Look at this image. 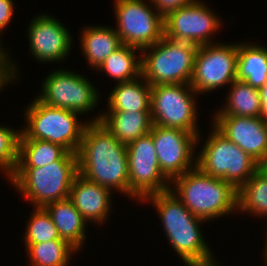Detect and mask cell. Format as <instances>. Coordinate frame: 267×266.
I'll list each match as a JSON object with an SVG mask.
<instances>
[{"mask_svg": "<svg viewBox=\"0 0 267 266\" xmlns=\"http://www.w3.org/2000/svg\"><path fill=\"white\" fill-rule=\"evenodd\" d=\"M78 174L129 196L127 145L100 122L89 121L77 151Z\"/></svg>", "mask_w": 267, "mask_h": 266, "instance_id": "6da1fadb", "label": "cell"}, {"mask_svg": "<svg viewBox=\"0 0 267 266\" xmlns=\"http://www.w3.org/2000/svg\"><path fill=\"white\" fill-rule=\"evenodd\" d=\"M172 182L173 194L194 216L205 222L237 209L238 190L221 178L203 173L197 166Z\"/></svg>", "mask_w": 267, "mask_h": 266, "instance_id": "7a4b0ae2", "label": "cell"}, {"mask_svg": "<svg viewBox=\"0 0 267 266\" xmlns=\"http://www.w3.org/2000/svg\"><path fill=\"white\" fill-rule=\"evenodd\" d=\"M77 175V153L67 152L60 160L44 167L16 168L8 179L34 208H44L50 203L69 198Z\"/></svg>", "mask_w": 267, "mask_h": 266, "instance_id": "3957f363", "label": "cell"}, {"mask_svg": "<svg viewBox=\"0 0 267 266\" xmlns=\"http://www.w3.org/2000/svg\"><path fill=\"white\" fill-rule=\"evenodd\" d=\"M198 46L163 36L141 50V76L151 86L190 84Z\"/></svg>", "mask_w": 267, "mask_h": 266, "instance_id": "277c9868", "label": "cell"}, {"mask_svg": "<svg viewBox=\"0 0 267 266\" xmlns=\"http://www.w3.org/2000/svg\"><path fill=\"white\" fill-rule=\"evenodd\" d=\"M80 113L48 106L37 98L29 104L25 116L27 125L21 132L28 139L49 141L70 153H77L88 124L78 122Z\"/></svg>", "mask_w": 267, "mask_h": 266, "instance_id": "5b68a950", "label": "cell"}, {"mask_svg": "<svg viewBox=\"0 0 267 266\" xmlns=\"http://www.w3.org/2000/svg\"><path fill=\"white\" fill-rule=\"evenodd\" d=\"M212 130L196 158V166L203 173L221 178L238 190L261 165L214 126Z\"/></svg>", "mask_w": 267, "mask_h": 266, "instance_id": "8992f818", "label": "cell"}, {"mask_svg": "<svg viewBox=\"0 0 267 266\" xmlns=\"http://www.w3.org/2000/svg\"><path fill=\"white\" fill-rule=\"evenodd\" d=\"M197 92L190 84H159L151 86L150 113L152 124L179 128L199 136L197 128Z\"/></svg>", "mask_w": 267, "mask_h": 266, "instance_id": "52a82bcc", "label": "cell"}, {"mask_svg": "<svg viewBox=\"0 0 267 266\" xmlns=\"http://www.w3.org/2000/svg\"><path fill=\"white\" fill-rule=\"evenodd\" d=\"M113 6L122 44L139 49L151 46L164 36V17L143 0H115ZM150 7V8H149Z\"/></svg>", "mask_w": 267, "mask_h": 266, "instance_id": "ba28073f", "label": "cell"}, {"mask_svg": "<svg viewBox=\"0 0 267 266\" xmlns=\"http://www.w3.org/2000/svg\"><path fill=\"white\" fill-rule=\"evenodd\" d=\"M129 197L143 200L154 193L170 190L171 182L160 171L152 128L149 134L127 144Z\"/></svg>", "mask_w": 267, "mask_h": 266, "instance_id": "9c48e42d", "label": "cell"}, {"mask_svg": "<svg viewBox=\"0 0 267 266\" xmlns=\"http://www.w3.org/2000/svg\"><path fill=\"white\" fill-rule=\"evenodd\" d=\"M42 83V94L37 99L48 106L82 114L92 110L98 103L96 87L74 71L54 70Z\"/></svg>", "mask_w": 267, "mask_h": 266, "instance_id": "30bf717a", "label": "cell"}, {"mask_svg": "<svg viewBox=\"0 0 267 266\" xmlns=\"http://www.w3.org/2000/svg\"><path fill=\"white\" fill-rule=\"evenodd\" d=\"M237 44H212L198 46L191 87L197 94L211 92L236 80Z\"/></svg>", "mask_w": 267, "mask_h": 266, "instance_id": "8fae6325", "label": "cell"}, {"mask_svg": "<svg viewBox=\"0 0 267 266\" xmlns=\"http://www.w3.org/2000/svg\"><path fill=\"white\" fill-rule=\"evenodd\" d=\"M152 139L160 171L169 181L196 167L193 152L200 135L197 137L183 129L152 125Z\"/></svg>", "mask_w": 267, "mask_h": 266, "instance_id": "7c38bea8", "label": "cell"}, {"mask_svg": "<svg viewBox=\"0 0 267 266\" xmlns=\"http://www.w3.org/2000/svg\"><path fill=\"white\" fill-rule=\"evenodd\" d=\"M213 12L198 0L180 7L164 17V36L197 46L212 44L210 37L221 25Z\"/></svg>", "mask_w": 267, "mask_h": 266, "instance_id": "4fadbf2b", "label": "cell"}, {"mask_svg": "<svg viewBox=\"0 0 267 266\" xmlns=\"http://www.w3.org/2000/svg\"><path fill=\"white\" fill-rule=\"evenodd\" d=\"M213 126L262 165L267 159V122L261 117L214 116Z\"/></svg>", "mask_w": 267, "mask_h": 266, "instance_id": "5bb4252c", "label": "cell"}, {"mask_svg": "<svg viewBox=\"0 0 267 266\" xmlns=\"http://www.w3.org/2000/svg\"><path fill=\"white\" fill-rule=\"evenodd\" d=\"M27 33L30 50L35 59L41 62L61 61L71 50L72 36L69 30L50 15H36Z\"/></svg>", "mask_w": 267, "mask_h": 266, "instance_id": "9a60e30c", "label": "cell"}, {"mask_svg": "<svg viewBox=\"0 0 267 266\" xmlns=\"http://www.w3.org/2000/svg\"><path fill=\"white\" fill-rule=\"evenodd\" d=\"M110 193L109 189L78 174L72 183L69 199L87 222L98 224L109 215L112 198Z\"/></svg>", "mask_w": 267, "mask_h": 266, "instance_id": "2e32d148", "label": "cell"}, {"mask_svg": "<svg viewBox=\"0 0 267 266\" xmlns=\"http://www.w3.org/2000/svg\"><path fill=\"white\" fill-rule=\"evenodd\" d=\"M91 122H100L119 142L126 145L149 134L153 125L150 111H108Z\"/></svg>", "mask_w": 267, "mask_h": 266, "instance_id": "e0dca14e", "label": "cell"}, {"mask_svg": "<svg viewBox=\"0 0 267 266\" xmlns=\"http://www.w3.org/2000/svg\"><path fill=\"white\" fill-rule=\"evenodd\" d=\"M200 230L180 228L164 231L173 249L187 266H217Z\"/></svg>", "mask_w": 267, "mask_h": 266, "instance_id": "ac0fdd59", "label": "cell"}, {"mask_svg": "<svg viewBox=\"0 0 267 266\" xmlns=\"http://www.w3.org/2000/svg\"><path fill=\"white\" fill-rule=\"evenodd\" d=\"M51 216L61 239L67 241L77 251L86 240L85 228L87 221L76 209L73 202L67 198L55 201L44 207Z\"/></svg>", "mask_w": 267, "mask_h": 266, "instance_id": "d6986e66", "label": "cell"}, {"mask_svg": "<svg viewBox=\"0 0 267 266\" xmlns=\"http://www.w3.org/2000/svg\"><path fill=\"white\" fill-rule=\"evenodd\" d=\"M143 201H151L161 218L164 230L199 228L205 220L194 216L171 190L146 196ZM200 223V224H199Z\"/></svg>", "mask_w": 267, "mask_h": 266, "instance_id": "ffe728a7", "label": "cell"}, {"mask_svg": "<svg viewBox=\"0 0 267 266\" xmlns=\"http://www.w3.org/2000/svg\"><path fill=\"white\" fill-rule=\"evenodd\" d=\"M107 103L108 111H130L131 113L150 111L151 85L142 76L131 81L117 83Z\"/></svg>", "mask_w": 267, "mask_h": 266, "instance_id": "44dd1931", "label": "cell"}, {"mask_svg": "<svg viewBox=\"0 0 267 266\" xmlns=\"http://www.w3.org/2000/svg\"><path fill=\"white\" fill-rule=\"evenodd\" d=\"M238 43L236 80L260 89L267 83V48Z\"/></svg>", "mask_w": 267, "mask_h": 266, "instance_id": "7402d4cb", "label": "cell"}, {"mask_svg": "<svg viewBox=\"0 0 267 266\" xmlns=\"http://www.w3.org/2000/svg\"><path fill=\"white\" fill-rule=\"evenodd\" d=\"M81 49L90 66L96 69L122 45L114 28L91 26L83 29Z\"/></svg>", "mask_w": 267, "mask_h": 266, "instance_id": "603a6c76", "label": "cell"}, {"mask_svg": "<svg viewBox=\"0 0 267 266\" xmlns=\"http://www.w3.org/2000/svg\"><path fill=\"white\" fill-rule=\"evenodd\" d=\"M228 102L215 116L261 117L259 89L244 81L234 80L230 86Z\"/></svg>", "mask_w": 267, "mask_h": 266, "instance_id": "cb8c5ba5", "label": "cell"}, {"mask_svg": "<svg viewBox=\"0 0 267 266\" xmlns=\"http://www.w3.org/2000/svg\"><path fill=\"white\" fill-rule=\"evenodd\" d=\"M68 151L60 145L38 139H28L22 132L19 140L17 168L44 167L60 160Z\"/></svg>", "mask_w": 267, "mask_h": 266, "instance_id": "d4e9b609", "label": "cell"}, {"mask_svg": "<svg viewBox=\"0 0 267 266\" xmlns=\"http://www.w3.org/2000/svg\"><path fill=\"white\" fill-rule=\"evenodd\" d=\"M137 51L140 52L141 49L122 44L97 69L110 75L118 83L134 80L141 76V57L136 58Z\"/></svg>", "mask_w": 267, "mask_h": 266, "instance_id": "484cf974", "label": "cell"}, {"mask_svg": "<svg viewBox=\"0 0 267 266\" xmlns=\"http://www.w3.org/2000/svg\"><path fill=\"white\" fill-rule=\"evenodd\" d=\"M237 210L267 217V172L262 167L238 189Z\"/></svg>", "mask_w": 267, "mask_h": 266, "instance_id": "4316f807", "label": "cell"}, {"mask_svg": "<svg viewBox=\"0 0 267 266\" xmlns=\"http://www.w3.org/2000/svg\"><path fill=\"white\" fill-rule=\"evenodd\" d=\"M31 266H67L70 256L78 252L65 240L26 244Z\"/></svg>", "mask_w": 267, "mask_h": 266, "instance_id": "83f0119b", "label": "cell"}, {"mask_svg": "<svg viewBox=\"0 0 267 266\" xmlns=\"http://www.w3.org/2000/svg\"><path fill=\"white\" fill-rule=\"evenodd\" d=\"M24 233L25 244L44 243L60 238L57 227L44 208H35Z\"/></svg>", "mask_w": 267, "mask_h": 266, "instance_id": "f1b7e54d", "label": "cell"}, {"mask_svg": "<svg viewBox=\"0 0 267 266\" xmlns=\"http://www.w3.org/2000/svg\"><path fill=\"white\" fill-rule=\"evenodd\" d=\"M21 130L0 126V170L9 178L16 170L19 158Z\"/></svg>", "mask_w": 267, "mask_h": 266, "instance_id": "f546056e", "label": "cell"}, {"mask_svg": "<svg viewBox=\"0 0 267 266\" xmlns=\"http://www.w3.org/2000/svg\"><path fill=\"white\" fill-rule=\"evenodd\" d=\"M197 0H150L154 9L166 17L170 12L196 2Z\"/></svg>", "mask_w": 267, "mask_h": 266, "instance_id": "4dcf8cb0", "label": "cell"}, {"mask_svg": "<svg viewBox=\"0 0 267 266\" xmlns=\"http://www.w3.org/2000/svg\"><path fill=\"white\" fill-rule=\"evenodd\" d=\"M12 0H0V36L1 32L10 23L14 15V5Z\"/></svg>", "mask_w": 267, "mask_h": 266, "instance_id": "1f68e13d", "label": "cell"}, {"mask_svg": "<svg viewBox=\"0 0 267 266\" xmlns=\"http://www.w3.org/2000/svg\"><path fill=\"white\" fill-rule=\"evenodd\" d=\"M16 77L14 66H0V90L4 85L17 80Z\"/></svg>", "mask_w": 267, "mask_h": 266, "instance_id": "d6a6232c", "label": "cell"}, {"mask_svg": "<svg viewBox=\"0 0 267 266\" xmlns=\"http://www.w3.org/2000/svg\"><path fill=\"white\" fill-rule=\"evenodd\" d=\"M261 99V118L267 122V83L259 89Z\"/></svg>", "mask_w": 267, "mask_h": 266, "instance_id": "836d02e7", "label": "cell"}, {"mask_svg": "<svg viewBox=\"0 0 267 266\" xmlns=\"http://www.w3.org/2000/svg\"><path fill=\"white\" fill-rule=\"evenodd\" d=\"M0 66H14L15 75L17 74V68H16L17 66L14 63H12L11 59H9V55H7V52L5 53V50L2 48L1 44H0Z\"/></svg>", "mask_w": 267, "mask_h": 266, "instance_id": "e575fe53", "label": "cell"}, {"mask_svg": "<svg viewBox=\"0 0 267 266\" xmlns=\"http://www.w3.org/2000/svg\"><path fill=\"white\" fill-rule=\"evenodd\" d=\"M265 243H266V245H265V248H264V250H265L264 255H265V261H266L265 263H266V266H267V240H266Z\"/></svg>", "mask_w": 267, "mask_h": 266, "instance_id": "d590c367", "label": "cell"}, {"mask_svg": "<svg viewBox=\"0 0 267 266\" xmlns=\"http://www.w3.org/2000/svg\"><path fill=\"white\" fill-rule=\"evenodd\" d=\"M261 167L267 172V159H266V161L261 165Z\"/></svg>", "mask_w": 267, "mask_h": 266, "instance_id": "8d00e7d4", "label": "cell"}]
</instances>
